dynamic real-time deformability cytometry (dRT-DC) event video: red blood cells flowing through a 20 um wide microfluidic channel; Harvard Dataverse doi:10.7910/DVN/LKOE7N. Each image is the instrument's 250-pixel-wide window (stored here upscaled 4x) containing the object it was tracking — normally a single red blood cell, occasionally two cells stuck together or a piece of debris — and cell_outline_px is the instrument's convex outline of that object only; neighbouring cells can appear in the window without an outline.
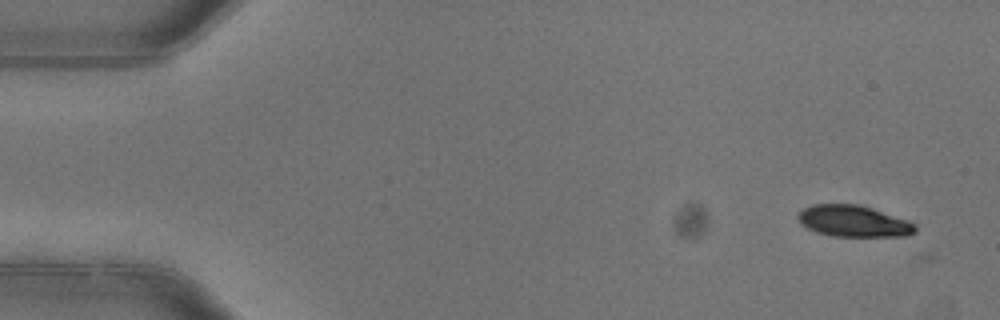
{"species": "common noctule bat (a hibernating species)", "species_latin": "Nyctalus noctula", "temperature_condition": "warm", "stored_images_in_passage": 3, "camera_frame_rate_fps": 3000, "um_per_image_px": 0.085, "animal": {"sex": "female"}, "frame": {"image": 1, "passage_image": 1, "time_ms": 0.0, "image_size_px": [1000, 320], "cell_outline_px": [[916, 232], [904, 236], [832, 236], [816, 232], [800, 224], [796, 216], [804, 208], [812, 204], [860, 204], [908, 220], [916, 224]], "centroid_in_image_um": [72.54, 18.79], "position_along_channel_um": 12.5, "area_um2": 21.56}}